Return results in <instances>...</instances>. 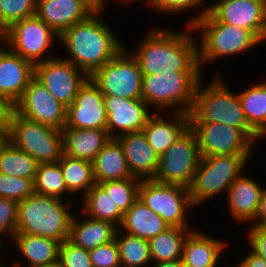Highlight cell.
I'll list each match as a JSON object with an SVG mask.
<instances>
[{
  "mask_svg": "<svg viewBox=\"0 0 266 267\" xmlns=\"http://www.w3.org/2000/svg\"><path fill=\"white\" fill-rule=\"evenodd\" d=\"M139 178H126L98 183L125 214L138 199Z\"/></svg>",
  "mask_w": 266,
  "mask_h": 267,
  "instance_id": "38",
  "label": "cell"
},
{
  "mask_svg": "<svg viewBox=\"0 0 266 267\" xmlns=\"http://www.w3.org/2000/svg\"><path fill=\"white\" fill-rule=\"evenodd\" d=\"M259 82L237 93L249 126L264 139L266 137V80Z\"/></svg>",
  "mask_w": 266,
  "mask_h": 267,
  "instance_id": "30",
  "label": "cell"
},
{
  "mask_svg": "<svg viewBox=\"0 0 266 267\" xmlns=\"http://www.w3.org/2000/svg\"><path fill=\"white\" fill-rule=\"evenodd\" d=\"M245 227L248 228H246L245 234L247 233L246 241L250 250L266 261V228L255 225H246Z\"/></svg>",
  "mask_w": 266,
  "mask_h": 267,
  "instance_id": "44",
  "label": "cell"
},
{
  "mask_svg": "<svg viewBox=\"0 0 266 267\" xmlns=\"http://www.w3.org/2000/svg\"><path fill=\"white\" fill-rule=\"evenodd\" d=\"M121 1V2H120ZM141 2L142 1V5H143V3L145 4L144 6H146L151 0H118L117 2V4H123V6L125 7L126 5L128 6H131L132 4H134L135 2ZM133 2V3H132Z\"/></svg>",
  "mask_w": 266,
  "mask_h": 267,
  "instance_id": "50",
  "label": "cell"
},
{
  "mask_svg": "<svg viewBox=\"0 0 266 267\" xmlns=\"http://www.w3.org/2000/svg\"><path fill=\"white\" fill-rule=\"evenodd\" d=\"M181 267H192V266H189V265L183 264V263H182V261H181Z\"/></svg>",
  "mask_w": 266,
  "mask_h": 267,
  "instance_id": "53",
  "label": "cell"
},
{
  "mask_svg": "<svg viewBox=\"0 0 266 267\" xmlns=\"http://www.w3.org/2000/svg\"><path fill=\"white\" fill-rule=\"evenodd\" d=\"M116 139L122 146L131 175L140 180L154 179L159 155L148 143L143 130L123 134Z\"/></svg>",
  "mask_w": 266,
  "mask_h": 267,
  "instance_id": "22",
  "label": "cell"
},
{
  "mask_svg": "<svg viewBox=\"0 0 266 267\" xmlns=\"http://www.w3.org/2000/svg\"><path fill=\"white\" fill-rule=\"evenodd\" d=\"M78 218L74 214L68 240L74 245L92 250L115 240L118 227L111 222L95 220L87 217L82 212Z\"/></svg>",
  "mask_w": 266,
  "mask_h": 267,
  "instance_id": "26",
  "label": "cell"
},
{
  "mask_svg": "<svg viewBox=\"0 0 266 267\" xmlns=\"http://www.w3.org/2000/svg\"><path fill=\"white\" fill-rule=\"evenodd\" d=\"M191 27L197 39L198 63L202 73L210 62L248 53L251 48L263 44L252 31L220 22L210 11Z\"/></svg>",
  "mask_w": 266,
  "mask_h": 267,
  "instance_id": "4",
  "label": "cell"
},
{
  "mask_svg": "<svg viewBox=\"0 0 266 267\" xmlns=\"http://www.w3.org/2000/svg\"><path fill=\"white\" fill-rule=\"evenodd\" d=\"M1 41L34 65L59 55L50 54L59 35L36 15L13 23L1 34Z\"/></svg>",
  "mask_w": 266,
  "mask_h": 267,
  "instance_id": "9",
  "label": "cell"
},
{
  "mask_svg": "<svg viewBox=\"0 0 266 267\" xmlns=\"http://www.w3.org/2000/svg\"><path fill=\"white\" fill-rule=\"evenodd\" d=\"M35 77V65L0 42V95L17 103Z\"/></svg>",
  "mask_w": 266,
  "mask_h": 267,
  "instance_id": "19",
  "label": "cell"
},
{
  "mask_svg": "<svg viewBox=\"0 0 266 267\" xmlns=\"http://www.w3.org/2000/svg\"><path fill=\"white\" fill-rule=\"evenodd\" d=\"M76 202L55 196L32 194L18 202L16 233L68 240Z\"/></svg>",
  "mask_w": 266,
  "mask_h": 267,
  "instance_id": "5",
  "label": "cell"
},
{
  "mask_svg": "<svg viewBox=\"0 0 266 267\" xmlns=\"http://www.w3.org/2000/svg\"><path fill=\"white\" fill-rule=\"evenodd\" d=\"M67 187V191L73 196L81 198L96 183L93 175V164L90 161L76 159L62 154L58 160Z\"/></svg>",
  "mask_w": 266,
  "mask_h": 267,
  "instance_id": "33",
  "label": "cell"
},
{
  "mask_svg": "<svg viewBox=\"0 0 266 267\" xmlns=\"http://www.w3.org/2000/svg\"><path fill=\"white\" fill-rule=\"evenodd\" d=\"M0 267H7V265L4 262H1Z\"/></svg>",
  "mask_w": 266,
  "mask_h": 267,
  "instance_id": "54",
  "label": "cell"
},
{
  "mask_svg": "<svg viewBox=\"0 0 266 267\" xmlns=\"http://www.w3.org/2000/svg\"><path fill=\"white\" fill-rule=\"evenodd\" d=\"M121 267H149L152 264L147 240L129 235L119 228L115 235Z\"/></svg>",
  "mask_w": 266,
  "mask_h": 267,
  "instance_id": "35",
  "label": "cell"
},
{
  "mask_svg": "<svg viewBox=\"0 0 266 267\" xmlns=\"http://www.w3.org/2000/svg\"><path fill=\"white\" fill-rule=\"evenodd\" d=\"M80 199L82 205L79 211L87 217L108 221L120 227L124 214L99 184L95 183Z\"/></svg>",
  "mask_w": 266,
  "mask_h": 267,
  "instance_id": "31",
  "label": "cell"
},
{
  "mask_svg": "<svg viewBox=\"0 0 266 267\" xmlns=\"http://www.w3.org/2000/svg\"><path fill=\"white\" fill-rule=\"evenodd\" d=\"M104 96L89 77L80 87L75 101L66 108L64 128L106 130Z\"/></svg>",
  "mask_w": 266,
  "mask_h": 267,
  "instance_id": "17",
  "label": "cell"
},
{
  "mask_svg": "<svg viewBox=\"0 0 266 267\" xmlns=\"http://www.w3.org/2000/svg\"><path fill=\"white\" fill-rule=\"evenodd\" d=\"M195 132L201 157L253 154L254 144L240 129L222 123L189 122Z\"/></svg>",
  "mask_w": 266,
  "mask_h": 267,
  "instance_id": "14",
  "label": "cell"
},
{
  "mask_svg": "<svg viewBox=\"0 0 266 267\" xmlns=\"http://www.w3.org/2000/svg\"><path fill=\"white\" fill-rule=\"evenodd\" d=\"M142 77L137 60L126 48L90 76L103 96L126 99H142Z\"/></svg>",
  "mask_w": 266,
  "mask_h": 267,
  "instance_id": "11",
  "label": "cell"
},
{
  "mask_svg": "<svg viewBox=\"0 0 266 267\" xmlns=\"http://www.w3.org/2000/svg\"><path fill=\"white\" fill-rule=\"evenodd\" d=\"M58 56L35 65V78L64 107L70 106L89 76L70 61Z\"/></svg>",
  "mask_w": 266,
  "mask_h": 267,
  "instance_id": "13",
  "label": "cell"
},
{
  "mask_svg": "<svg viewBox=\"0 0 266 267\" xmlns=\"http://www.w3.org/2000/svg\"><path fill=\"white\" fill-rule=\"evenodd\" d=\"M39 163L27 152L7 140L0 147V173L8 176L35 179Z\"/></svg>",
  "mask_w": 266,
  "mask_h": 267,
  "instance_id": "34",
  "label": "cell"
},
{
  "mask_svg": "<svg viewBox=\"0 0 266 267\" xmlns=\"http://www.w3.org/2000/svg\"><path fill=\"white\" fill-rule=\"evenodd\" d=\"M149 267H181V260L152 263Z\"/></svg>",
  "mask_w": 266,
  "mask_h": 267,
  "instance_id": "49",
  "label": "cell"
},
{
  "mask_svg": "<svg viewBox=\"0 0 266 267\" xmlns=\"http://www.w3.org/2000/svg\"><path fill=\"white\" fill-rule=\"evenodd\" d=\"M22 117L62 130L66 124V107L53 97L34 77L16 103Z\"/></svg>",
  "mask_w": 266,
  "mask_h": 267,
  "instance_id": "15",
  "label": "cell"
},
{
  "mask_svg": "<svg viewBox=\"0 0 266 267\" xmlns=\"http://www.w3.org/2000/svg\"><path fill=\"white\" fill-rule=\"evenodd\" d=\"M93 267H121L119 248L115 240L89 251Z\"/></svg>",
  "mask_w": 266,
  "mask_h": 267,
  "instance_id": "43",
  "label": "cell"
},
{
  "mask_svg": "<svg viewBox=\"0 0 266 267\" xmlns=\"http://www.w3.org/2000/svg\"><path fill=\"white\" fill-rule=\"evenodd\" d=\"M149 27L134 50L125 43V48L137 60L142 75L202 72L198 63L197 39L191 26L185 25L180 29L167 25Z\"/></svg>",
  "mask_w": 266,
  "mask_h": 267,
  "instance_id": "1",
  "label": "cell"
},
{
  "mask_svg": "<svg viewBox=\"0 0 266 267\" xmlns=\"http://www.w3.org/2000/svg\"><path fill=\"white\" fill-rule=\"evenodd\" d=\"M63 154L93 162L96 155L111 139L107 130L63 128Z\"/></svg>",
  "mask_w": 266,
  "mask_h": 267,
  "instance_id": "27",
  "label": "cell"
},
{
  "mask_svg": "<svg viewBox=\"0 0 266 267\" xmlns=\"http://www.w3.org/2000/svg\"><path fill=\"white\" fill-rule=\"evenodd\" d=\"M34 190L39 195L55 196L67 201L74 200L71 198L73 196L67 191L58 161L38 165L34 179Z\"/></svg>",
  "mask_w": 266,
  "mask_h": 267,
  "instance_id": "36",
  "label": "cell"
},
{
  "mask_svg": "<svg viewBox=\"0 0 266 267\" xmlns=\"http://www.w3.org/2000/svg\"><path fill=\"white\" fill-rule=\"evenodd\" d=\"M138 198L170 227H191L190 212L195 211L187 187L161 183L154 179L141 180ZM190 211V212H189Z\"/></svg>",
  "mask_w": 266,
  "mask_h": 267,
  "instance_id": "8",
  "label": "cell"
},
{
  "mask_svg": "<svg viewBox=\"0 0 266 267\" xmlns=\"http://www.w3.org/2000/svg\"><path fill=\"white\" fill-rule=\"evenodd\" d=\"M264 185L256 180L254 176L250 177L245 172L238 177L230 186L226 193V204L228 214L234 220V224H250L257 213L259 202L261 200Z\"/></svg>",
  "mask_w": 266,
  "mask_h": 267,
  "instance_id": "20",
  "label": "cell"
},
{
  "mask_svg": "<svg viewBox=\"0 0 266 267\" xmlns=\"http://www.w3.org/2000/svg\"><path fill=\"white\" fill-rule=\"evenodd\" d=\"M249 251L246 256L244 255L239 262L235 263V267H266V261L261 256Z\"/></svg>",
  "mask_w": 266,
  "mask_h": 267,
  "instance_id": "46",
  "label": "cell"
},
{
  "mask_svg": "<svg viewBox=\"0 0 266 267\" xmlns=\"http://www.w3.org/2000/svg\"><path fill=\"white\" fill-rule=\"evenodd\" d=\"M17 211V201L0 198V252L2 253V262H5L6 259L8 260L12 256L10 249L8 251L6 246H8V242L12 241L16 233Z\"/></svg>",
  "mask_w": 266,
  "mask_h": 267,
  "instance_id": "39",
  "label": "cell"
},
{
  "mask_svg": "<svg viewBox=\"0 0 266 267\" xmlns=\"http://www.w3.org/2000/svg\"><path fill=\"white\" fill-rule=\"evenodd\" d=\"M207 84L204 76L197 84L189 122L222 123L240 129L254 144L262 139L248 124L238 93L217 70ZM204 79V81H203ZM206 83V84H205ZM206 85V86H205Z\"/></svg>",
  "mask_w": 266,
  "mask_h": 267,
  "instance_id": "3",
  "label": "cell"
},
{
  "mask_svg": "<svg viewBox=\"0 0 266 267\" xmlns=\"http://www.w3.org/2000/svg\"><path fill=\"white\" fill-rule=\"evenodd\" d=\"M19 253L18 259L12 261L13 267H38L59 260L61 242L49 237L26 233H15L10 242ZM19 258H22L19 260ZM23 260V262H21ZM27 262V263H25ZM23 263V264H22Z\"/></svg>",
  "mask_w": 266,
  "mask_h": 267,
  "instance_id": "24",
  "label": "cell"
},
{
  "mask_svg": "<svg viewBox=\"0 0 266 267\" xmlns=\"http://www.w3.org/2000/svg\"><path fill=\"white\" fill-rule=\"evenodd\" d=\"M93 164L95 182L101 183L126 178H136L130 173L121 144L111 138L96 155Z\"/></svg>",
  "mask_w": 266,
  "mask_h": 267,
  "instance_id": "29",
  "label": "cell"
},
{
  "mask_svg": "<svg viewBox=\"0 0 266 267\" xmlns=\"http://www.w3.org/2000/svg\"><path fill=\"white\" fill-rule=\"evenodd\" d=\"M2 262V253L0 252V263Z\"/></svg>",
  "mask_w": 266,
  "mask_h": 267,
  "instance_id": "55",
  "label": "cell"
},
{
  "mask_svg": "<svg viewBox=\"0 0 266 267\" xmlns=\"http://www.w3.org/2000/svg\"><path fill=\"white\" fill-rule=\"evenodd\" d=\"M16 113V103L11 99L0 95V132L9 137L12 120Z\"/></svg>",
  "mask_w": 266,
  "mask_h": 267,
  "instance_id": "45",
  "label": "cell"
},
{
  "mask_svg": "<svg viewBox=\"0 0 266 267\" xmlns=\"http://www.w3.org/2000/svg\"><path fill=\"white\" fill-rule=\"evenodd\" d=\"M103 14L105 12H94L59 36L60 45L68 53L61 57L89 77L125 48L117 33L101 19Z\"/></svg>",
  "mask_w": 266,
  "mask_h": 267,
  "instance_id": "2",
  "label": "cell"
},
{
  "mask_svg": "<svg viewBox=\"0 0 266 267\" xmlns=\"http://www.w3.org/2000/svg\"><path fill=\"white\" fill-rule=\"evenodd\" d=\"M37 0H0V33L13 23L35 15Z\"/></svg>",
  "mask_w": 266,
  "mask_h": 267,
  "instance_id": "40",
  "label": "cell"
},
{
  "mask_svg": "<svg viewBox=\"0 0 266 267\" xmlns=\"http://www.w3.org/2000/svg\"><path fill=\"white\" fill-rule=\"evenodd\" d=\"M107 113L106 130L111 138L142 131L154 112L143 99L104 96Z\"/></svg>",
  "mask_w": 266,
  "mask_h": 267,
  "instance_id": "18",
  "label": "cell"
},
{
  "mask_svg": "<svg viewBox=\"0 0 266 267\" xmlns=\"http://www.w3.org/2000/svg\"><path fill=\"white\" fill-rule=\"evenodd\" d=\"M59 261L63 267H93L89 251L74 245L69 240L60 244Z\"/></svg>",
  "mask_w": 266,
  "mask_h": 267,
  "instance_id": "42",
  "label": "cell"
},
{
  "mask_svg": "<svg viewBox=\"0 0 266 267\" xmlns=\"http://www.w3.org/2000/svg\"><path fill=\"white\" fill-rule=\"evenodd\" d=\"M204 74L171 72L164 75H143L142 99L154 112L189 114L194 106L197 84Z\"/></svg>",
  "mask_w": 266,
  "mask_h": 267,
  "instance_id": "7",
  "label": "cell"
},
{
  "mask_svg": "<svg viewBox=\"0 0 266 267\" xmlns=\"http://www.w3.org/2000/svg\"><path fill=\"white\" fill-rule=\"evenodd\" d=\"M207 1V2H206ZM206 3V4H205ZM144 8L153 9L154 13L164 15L180 16L186 12L195 11L196 15L191 14V18L186 19L185 25L191 26L200 20L208 11V0H151ZM200 8V10H199Z\"/></svg>",
  "mask_w": 266,
  "mask_h": 267,
  "instance_id": "37",
  "label": "cell"
},
{
  "mask_svg": "<svg viewBox=\"0 0 266 267\" xmlns=\"http://www.w3.org/2000/svg\"><path fill=\"white\" fill-rule=\"evenodd\" d=\"M249 225L266 228V186L263 189L256 216Z\"/></svg>",
  "mask_w": 266,
  "mask_h": 267,
  "instance_id": "47",
  "label": "cell"
},
{
  "mask_svg": "<svg viewBox=\"0 0 266 267\" xmlns=\"http://www.w3.org/2000/svg\"><path fill=\"white\" fill-rule=\"evenodd\" d=\"M7 137L2 133L0 132V147L7 141Z\"/></svg>",
  "mask_w": 266,
  "mask_h": 267,
  "instance_id": "52",
  "label": "cell"
},
{
  "mask_svg": "<svg viewBox=\"0 0 266 267\" xmlns=\"http://www.w3.org/2000/svg\"><path fill=\"white\" fill-rule=\"evenodd\" d=\"M209 11L220 22L250 30L266 42V0H214Z\"/></svg>",
  "mask_w": 266,
  "mask_h": 267,
  "instance_id": "16",
  "label": "cell"
},
{
  "mask_svg": "<svg viewBox=\"0 0 266 267\" xmlns=\"http://www.w3.org/2000/svg\"><path fill=\"white\" fill-rule=\"evenodd\" d=\"M34 193V180L0 173V198L20 202Z\"/></svg>",
  "mask_w": 266,
  "mask_h": 267,
  "instance_id": "41",
  "label": "cell"
},
{
  "mask_svg": "<svg viewBox=\"0 0 266 267\" xmlns=\"http://www.w3.org/2000/svg\"><path fill=\"white\" fill-rule=\"evenodd\" d=\"M195 228L169 227L148 241L152 263L181 260L187 235Z\"/></svg>",
  "mask_w": 266,
  "mask_h": 267,
  "instance_id": "32",
  "label": "cell"
},
{
  "mask_svg": "<svg viewBox=\"0 0 266 267\" xmlns=\"http://www.w3.org/2000/svg\"><path fill=\"white\" fill-rule=\"evenodd\" d=\"M229 246L228 241L196 228L185 239L181 261L192 267H217Z\"/></svg>",
  "mask_w": 266,
  "mask_h": 267,
  "instance_id": "23",
  "label": "cell"
},
{
  "mask_svg": "<svg viewBox=\"0 0 266 267\" xmlns=\"http://www.w3.org/2000/svg\"><path fill=\"white\" fill-rule=\"evenodd\" d=\"M166 113L170 117H164ZM164 114V115H162ZM189 127V114L184 112H153L143 128L148 143L161 156Z\"/></svg>",
  "mask_w": 266,
  "mask_h": 267,
  "instance_id": "25",
  "label": "cell"
},
{
  "mask_svg": "<svg viewBox=\"0 0 266 267\" xmlns=\"http://www.w3.org/2000/svg\"><path fill=\"white\" fill-rule=\"evenodd\" d=\"M7 139L39 164L57 162L63 154L61 130L28 120L17 113L14 114Z\"/></svg>",
  "mask_w": 266,
  "mask_h": 267,
  "instance_id": "10",
  "label": "cell"
},
{
  "mask_svg": "<svg viewBox=\"0 0 266 267\" xmlns=\"http://www.w3.org/2000/svg\"><path fill=\"white\" fill-rule=\"evenodd\" d=\"M38 267H63L61 262L58 260L56 262H53L51 264L43 265V266H38Z\"/></svg>",
  "mask_w": 266,
  "mask_h": 267,
  "instance_id": "51",
  "label": "cell"
},
{
  "mask_svg": "<svg viewBox=\"0 0 266 267\" xmlns=\"http://www.w3.org/2000/svg\"><path fill=\"white\" fill-rule=\"evenodd\" d=\"M253 154H230L201 157L188 187L192 204L199 208L214 197L224 194L234 181L240 177L250 165Z\"/></svg>",
  "mask_w": 266,
  "mask_h": 267,
  "instance_id": "6",
  "label": "cell"
},
{
  "mask_svg": "<svg viewBox=\"0 0 266 267\" xmlns=\"http://www.w3.org/2000/svg\"><path fill=\"white\" fill-rule=\"evenodd\" d=\"M198 140L188 127L161 155L154 180L189 187L200 161Z\"/></svg>",
  "mask_w": 266,
  "mask_h": 267,
  "instance_id": "12",
  "label": "cell"
},
{
  "mask_svg": "<svg viewBox=\"0 0 266 267\" xmlns=\"http://www.w3.org/2000/svg\"><path fill=\"white\" fill-rule=\"evenodd\" d=\"M170 227L162 217L146 206L139 198L124 214L119 229L129 235L151 240Z\"/></svg>",
  "mask_w": 266,
  "mask_h": 267,
  "instance_id": "28",
  "label": "cell"
},
{
  "mask_svg": "<svg viewBox=\"0 0 266 267\" xmlns=\"http://www.w3.org/2000/svg\"><path fill=\"white\" fill-rule=\"evenodd\" d=\"M85 4H87L94 12H107L106 8L109 2L106 5V2L108 0H82ZM113 1V4H116L114 0H109ZM105 10V11H103Z\"/></svg>",
  "mask_w": 266,
  "mask_h": 267,
  "instance_id": "48",
  "label": "cell"
},
{
  "mask_svg": "<svg viewBox=\"0 0 266 267\" xmlns=\"http://www.w3.org/2000/svg\"><path fill=\"white\" fill-rule=\"evenodd\" d=\"M94 11L82 0H37L35 15L59 36Z\"/></svg>",
  "mask_w": 266,
  "mask_h": 267,
  "instance_id": "21",
  "label": "cell"
}]
</instances>
